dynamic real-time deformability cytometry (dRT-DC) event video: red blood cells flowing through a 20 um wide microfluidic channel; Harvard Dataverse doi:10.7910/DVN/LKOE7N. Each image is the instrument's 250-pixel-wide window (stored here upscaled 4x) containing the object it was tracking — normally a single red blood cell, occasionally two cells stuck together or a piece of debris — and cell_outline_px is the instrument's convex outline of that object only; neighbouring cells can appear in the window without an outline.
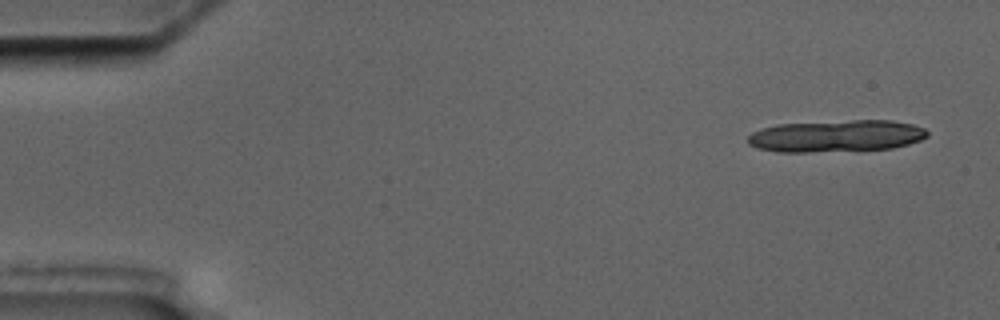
{"species": "common noctule bat (a hibernating species)", "species_latin": "Nyctalus noctula", "temperature_condition": "cold", "stored_images_in_passage": 7, "segment_of_instrument_passage": [1, 2], "camera_frame_rate_fps": 3000, "um_per_image_px": 0.085, "animal": {"sex": "male", "body_mass_g": 17.5, "forearm_length_mm": 52.3}, "frame": {"image": 1, "passage_image": 1, "time_ms": 0.0, "image_size_px": [1000, 320], "cell_outline_px": [[928, 136], [920, 140], [908, 144], [892, 148], [808, 152], [776, 152], [756, 148], [748, 144], [748, 136], [752, 132], [760, 128], [776, 124], [852, 120], [892, 120], [912, 124], [924, 128], [928, 132]], "centroid_in_image_um": [71.04, 11.55], "position_along_channel_um": 14.0, "area_um2": 33.52}}